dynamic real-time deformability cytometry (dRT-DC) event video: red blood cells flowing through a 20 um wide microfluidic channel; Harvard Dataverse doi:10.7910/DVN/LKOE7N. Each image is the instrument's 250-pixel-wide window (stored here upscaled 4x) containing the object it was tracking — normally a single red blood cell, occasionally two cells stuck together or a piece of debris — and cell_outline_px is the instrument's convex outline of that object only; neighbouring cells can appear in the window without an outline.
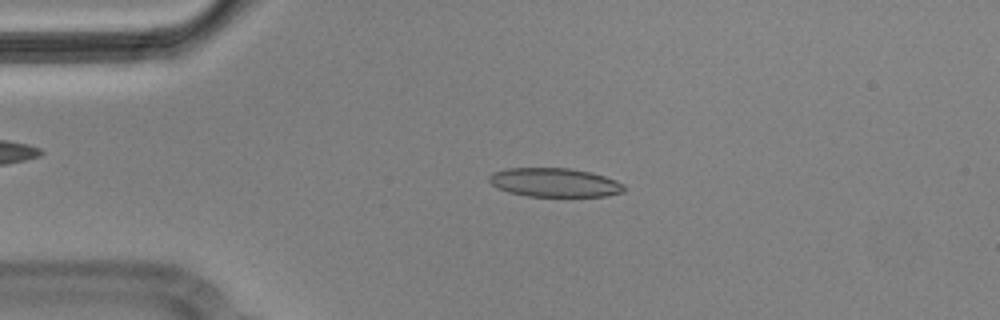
{"species": "Egyptian fruit bat (a non-hibernating species)", "species_latin": "Rousettus aegyptiacus", "temperature_condition": "cold", "stored_images_in_passage": 4, "camera_frame_rate_fps": 3000, "um_per_image_px": 0.085, "animal": {"sex": "male"}, "frame": {"image": 1, "passage_image": 3, "time_ms": 0.667, "image_size_px": [1000, 320], "cell_outline_px": [[624, 192], [604, 196], [528, 196], [508, 192], [496, 188], [488, 180], [488, 176], [492, 172], [508, 168], [568, 168], [592, 172], [616, 180], [624, 184]], "centroid_in_image_um": [47.12, 15.51], "position_along_channel_um": 37.9, "area_um2": 22.77}}